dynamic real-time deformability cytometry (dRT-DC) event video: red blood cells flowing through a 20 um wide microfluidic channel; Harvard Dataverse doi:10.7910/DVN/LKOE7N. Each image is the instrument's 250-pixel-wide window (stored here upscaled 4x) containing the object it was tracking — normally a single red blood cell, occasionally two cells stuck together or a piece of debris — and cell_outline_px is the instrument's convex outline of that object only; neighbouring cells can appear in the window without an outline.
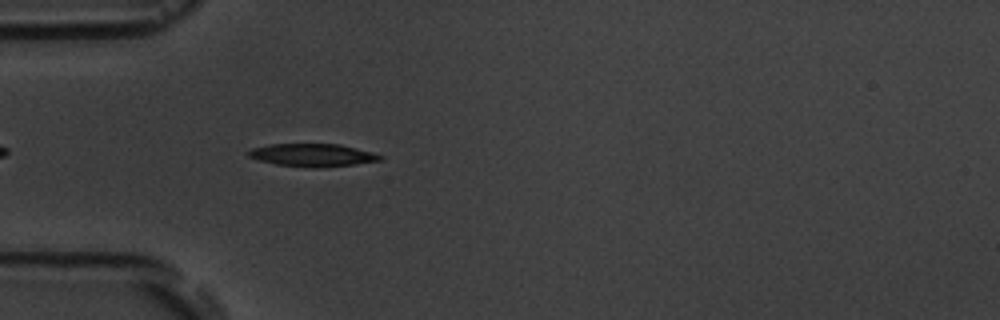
{"species": "common noctule bat (a hibernating species)", "species_latin": "Nyctalus noctula", "temperature_condition": "room temperature", "stored_images_in_passage": 1, "camera_frame_rate_fps": 3000, "um_per_image_px": 0.085, "animal": {"sex": "male", "body_mass_g": 19.5, "forearm_length_mm": 54.6}, "frame": {"image": 1, "passage_image": 1, "time_ms": 0.0, "image_size_px": [1000, 320], "cell_outline_px": [[384, 156], [380, 160], [356, 164], [316, 168], [304, 168], [276, 164], [260, 160], [248, 156], [244, 152], [252, 148], [268, 144], [340, 144], [372, 152]], "centroid_in_image_um": [26.53, 13.18], "position_along_channel_um": 58.5, "area_um2": 17.63}}